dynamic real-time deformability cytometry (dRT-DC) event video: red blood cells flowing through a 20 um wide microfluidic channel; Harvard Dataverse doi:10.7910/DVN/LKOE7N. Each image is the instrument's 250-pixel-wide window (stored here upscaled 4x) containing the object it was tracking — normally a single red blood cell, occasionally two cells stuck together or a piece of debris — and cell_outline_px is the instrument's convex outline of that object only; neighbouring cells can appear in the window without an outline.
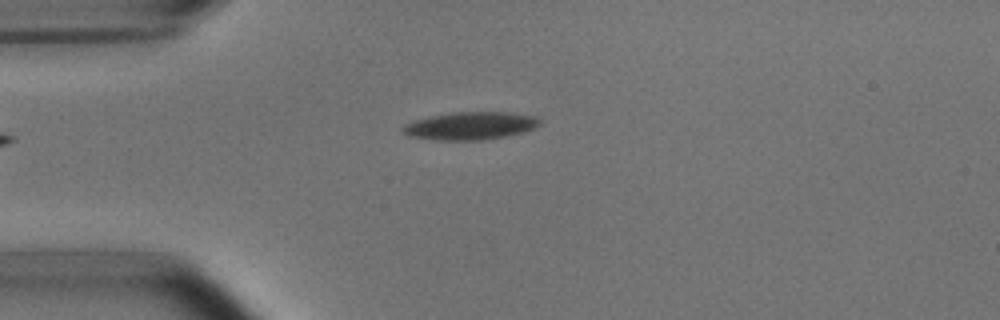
{"species": "common noctule bat (a hibernating species)", "species_latin": "Nyctalus noctula", "temperature_condition": "room temperature", "stored_images_in_passage": 41, "camera_frame_rate_fps": 3000, "um_per_image_px": 0.085, "animal": {"sex": "male", "body_mass_g": 15.6}, "frame": {"image": 1, "passage_image": 1, "time_ms": 0.0, "image_size_px": [1000, 320], "cell_outline_px": [[540, 124], [532, 128], [520, 132], [504, 136], [484, 140], [436, 140], [408, 136], [400, 128], [416, 120], [432, 116], [452, 112], [504, 112], [536, 116], [540, 120]], "centroid_in_image_um": [39.96, 10.69], "position_along_channel_um": 45.0, "area_um2": 21.79}}
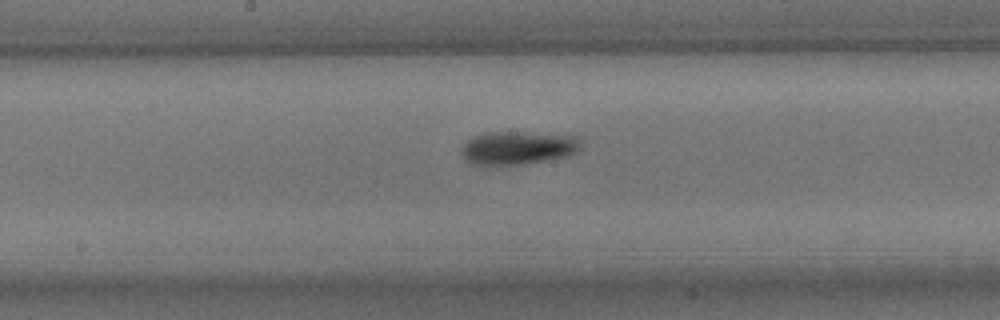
{"frame": {"image": 2, "passage_image": 15, "time_ms": 4.667, "image_size_px": [1000, 320], "cell_outline_px": [[580, 148], [576, 152], [568, 156], [520, 164], [468, 164], [464, 160], [460, 152], [464, 144], [472, 136], [484, 132], [520, 132], [576, 136], [580, 140]], "centroid_in_image_um": [43.97, 12.56], "position_along_channel_um": 204.2, "area_um2": 23.0}}
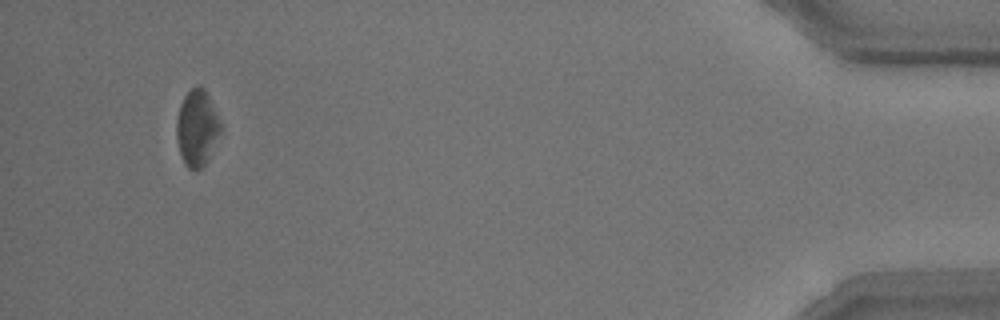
{"frame": {"image": 3, "passage_image": 38, "time_ms": 12.333, "image_size_px": [1000, 320], "cell_outline_px": [[224, 128], [208, 160], [200, 168], [188, 168], [184, 164], [180, 156], [176, 136], [176, 120], [180, 104], [184, 96], [192, 88], [200, 84], [204, 88]], "centroid_in_image_um": [16.76, 10.88], "position_along_channel_um": 418.4, "area_um2": 19.83}, "authors_computed_cell_mechanics": {"area_um2": 21.6172, "velocity_mm_per_s": 3.7484, "shape_relaxation_time_tau1_ms": 2.35, "shape_relaxation_time_tau2_ms": null, "deformation_change_tau1": 0.1051, "deformation_change_tau2": null}}